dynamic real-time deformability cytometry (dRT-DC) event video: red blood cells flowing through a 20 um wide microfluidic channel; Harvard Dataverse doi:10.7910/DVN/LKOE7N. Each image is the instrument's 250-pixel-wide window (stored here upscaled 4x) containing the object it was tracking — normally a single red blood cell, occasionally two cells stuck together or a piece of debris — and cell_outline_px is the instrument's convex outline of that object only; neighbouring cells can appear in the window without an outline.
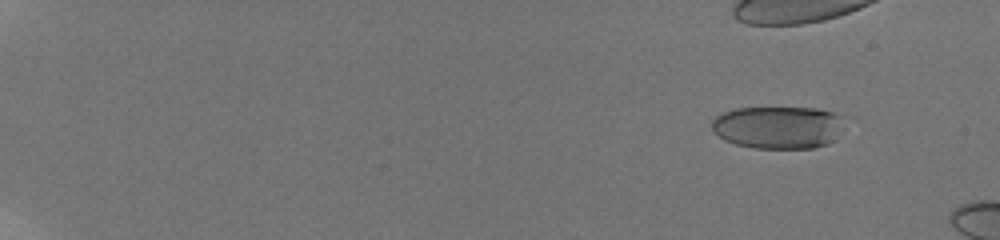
{"species": "human", "species_latin": "Homo sapiens", "temperature_condition": "room temperature", "stored_images_in_passage": 10, "camera_frame_rate_fps": 3000, "um_per_image_px": 0.085, "donor": {"sex": "male"}, "frame": {"image": 1, "passage_image": 1, "time_ms": 0.0, "image_size_px": [1000, 240], "cell_outline_px": [[844, 128], [828, 144], [812, 148], [752, 148], [736, 144], [724, 140], [712, 132], [712, 120], [716, 116], [724, 112], [736, 108], [816, 108], [832, 112], [840, 116]], "centroid_in_image_um": [66.11, 10.83], "position_along_channel_um": 18.9, "area_um2": 32.95}}